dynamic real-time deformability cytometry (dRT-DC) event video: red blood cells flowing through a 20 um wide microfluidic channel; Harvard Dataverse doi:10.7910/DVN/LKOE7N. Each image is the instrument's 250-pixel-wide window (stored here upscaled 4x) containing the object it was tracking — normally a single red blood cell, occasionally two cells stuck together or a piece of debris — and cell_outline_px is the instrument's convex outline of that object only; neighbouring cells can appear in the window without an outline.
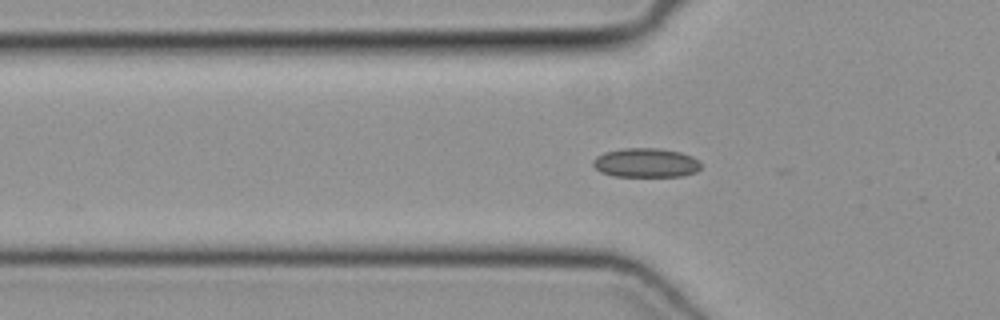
{"species": "common noctule bat (a hibernating species)", "species_latin": "Nyctalus noctula", "temperature_condition": "cold", "stored_images_in_passage": 46, "camera_frame_rate_fps": 3000, "um_per_image_px": 0.085, "animal": {"sex": "female", "body_mass_g": 19.3, "forearm_length_mm": 54.1}, "frame": {"image": 1, "passage_image": 17, "time_ms": 5.333, "image_size_px": [1000, 320], "cell_outline_px": [[700, 168], [696, 172], [684, 176], [612, 176], [600, 172], [592, 164], [592, 160], [596, 156], [604, 152], [624, 148], [656, 148], [680, 152], [692, 156], [700, 164]], "centroid_in_image_um": [54.86, 13.84], "position_along_channel_um": 70.9, "area_um2": 18.38}}
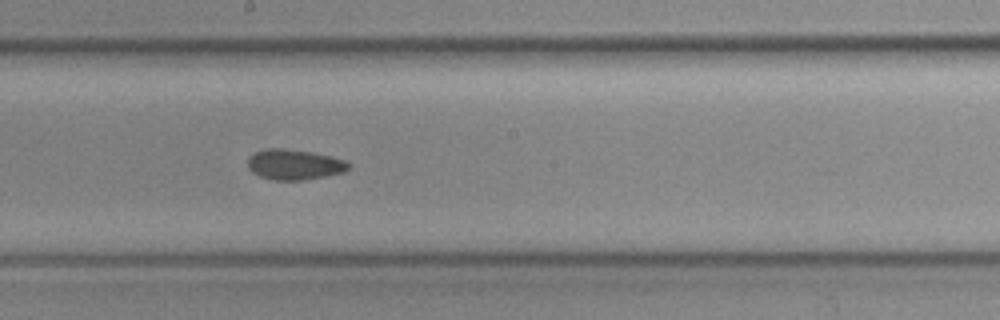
{"frame": {"image": 2, "passage_image": 28, "time_ms": 9.0, "image_size_px": [1000, 320], "cell_outline_px": [[352, 168], [344, 172], [304, 180], [272, 180], [260, 176], [252, 172], [248, 168], [248, 156], [256, 152], [268, 148], [280, 148], [308, 152], [328, 156], [344, 160], [352, 164]], "centroid_in_image_um": [25.02, 14.0], "position_along_channel_um": 223.2, "area_um2": 17.74}}
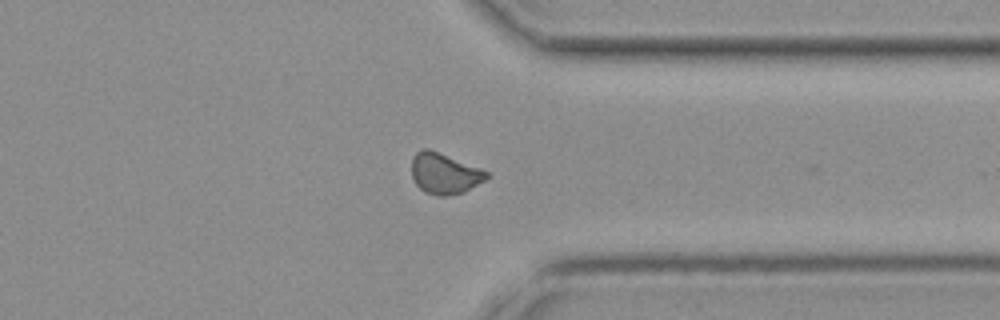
{"frame": {"image": 3, "passage_image": 39, "time_ms": 12.667, "image_size_px": [1000, 320], "cell_outline_px": [[488, 176], [484, 180], [464, 192], [448, 196], [436, 196], [424, 192], [416, 184], [412, 176], [412, 156], [416, 152], [424, 148], [428, 148], [480, 168], [488, 172]], "centroid_in_image_um": [37.75, 14.75], "position_along_channel_um": 373.7, "area_um2": 17.74}}